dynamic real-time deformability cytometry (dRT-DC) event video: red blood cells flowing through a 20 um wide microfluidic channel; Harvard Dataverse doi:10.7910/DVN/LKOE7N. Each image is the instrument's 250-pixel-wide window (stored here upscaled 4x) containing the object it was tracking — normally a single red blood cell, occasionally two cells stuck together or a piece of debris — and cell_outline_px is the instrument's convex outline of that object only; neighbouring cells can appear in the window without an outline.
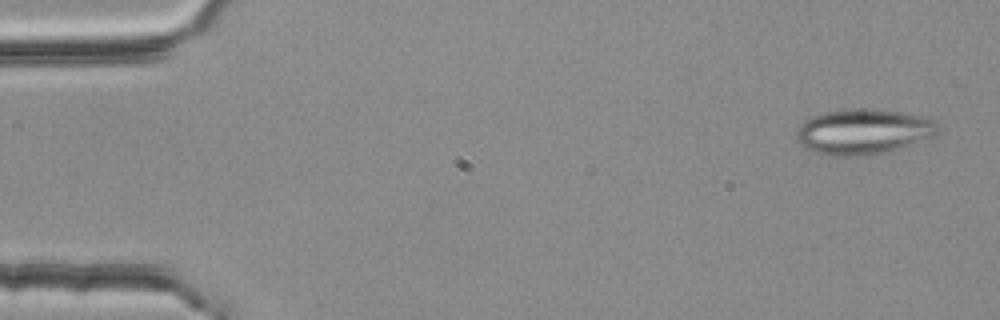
{"species": "common noctule bat (a hibernating species)", "species_latin": "Nyctalus noctula", "temperature_condition": "room temperature", "stored_images_in_passage": 3, "camera_frame_rate_fps": 3000, "um_per_image_px": 0.085, "animal": {"sex": "female", "body_mass_g": 25.1}, "frame": {"image": 1, "passage_image": 1, "time_ms": 0.0, "image_size_px": [1000, 320], "cell_outline_px": [[940, 128], [936, 136], [884, 152], [848, 156], [836, 156], [812, 152], [804, 148], [796, 140], [796, 132], [800, 124], [804, 120], [812, 116], [824, 112], [852, 108], [868, 108], [904, 112], [936, 120]], "centroid_in_image_um": [73.36, 11.17], "position_along_channel_um": 11.6, "area_um2": 37.51}}